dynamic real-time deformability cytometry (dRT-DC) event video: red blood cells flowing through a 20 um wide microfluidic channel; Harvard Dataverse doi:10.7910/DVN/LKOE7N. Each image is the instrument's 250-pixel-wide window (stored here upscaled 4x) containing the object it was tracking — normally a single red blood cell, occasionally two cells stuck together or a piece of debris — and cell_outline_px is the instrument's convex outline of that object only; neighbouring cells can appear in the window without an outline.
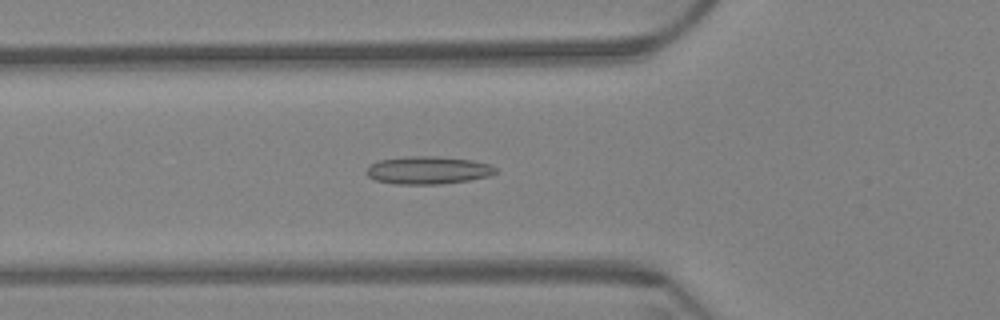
{"species": "Egyptian fruit bat (a non-hibernating species)", "species_latin": "Rousettus aegyptiacus", "temperature_condition": "warm", "stored_images_in_passage": 62, "camera_frame_rate_fps": 3000, "um_per_image_px": 0.085, "animal": {"sex": "female"}, "frame": {"image": 1, "passage_image": 22, "time_ms": 7.0, "image_size_px": [1000, 320], "cell_outline_px": [[496, 172], [488, 176], [468, 180], [440, 184], [396, 184], [376, 180], [368, 176], [364, 172], [372, 164], [380, 160], [408, 156], [436, 156], [472, 160], [488, 164], [496, 168]], "centroid_in_image_um": [36.36, 14.47], "position_along_channel_um": 89.4, "area_um2": 20.69}}
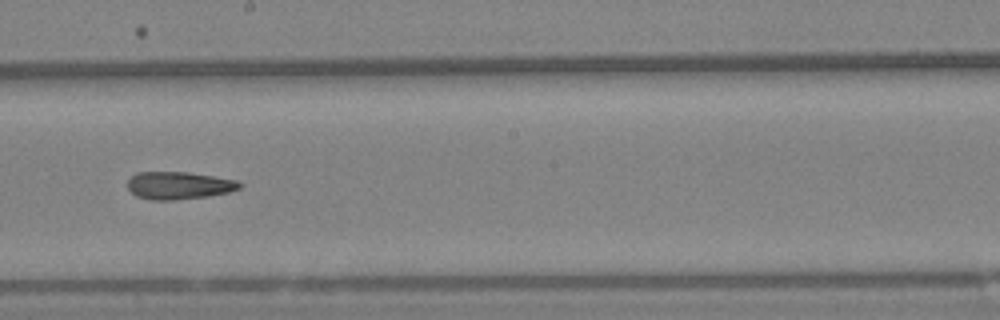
{"frame": {"image": 2, "passage_image": 35, "time_ms": 11.333, "image_size_px": [1000, 320], "cell_outline_px": [[244, 184], [240, 188], [228, 192], [208, 196], [176, 200], [152, 200], [136, 196], [128, 188], [128, 180], [136, 172], [188, 172], [236, 180]], "centroid_in_image_um": [15.2, 15.76], "position_along_channel_um": 233.0, "area_um2": 17.98}}
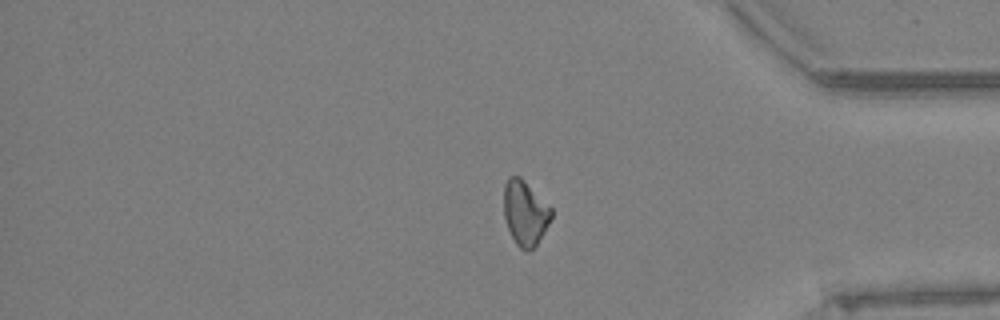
{"frame": {"image": 3, "passage_image": 51, "time_ms": 16.667, "image_size_px": [1000, 320], "cell_outline_px": [[552, 216], [544, 232], [536, 244], [528, 252], [520, 248], [516, 244], [508, 228], [504, 216], [504, 184], [508, 176], [520, 176], [552, 208]], "centroid_in_image_um": [44.62, 18.08], "position_along_channel_um": 390.6, "area_um2": 17.8}, "authors_computed_cell_mechanics": {"area_um2": 18.4671, "velocity_mm_per_s": 3.3243, "shape_relaxation_time_tau1_ms": null, "shape_relaxation_time_tau2_ms": 9.226, "deformation_change_tau1": null, "deformation_change_tau2": 0.1821}}